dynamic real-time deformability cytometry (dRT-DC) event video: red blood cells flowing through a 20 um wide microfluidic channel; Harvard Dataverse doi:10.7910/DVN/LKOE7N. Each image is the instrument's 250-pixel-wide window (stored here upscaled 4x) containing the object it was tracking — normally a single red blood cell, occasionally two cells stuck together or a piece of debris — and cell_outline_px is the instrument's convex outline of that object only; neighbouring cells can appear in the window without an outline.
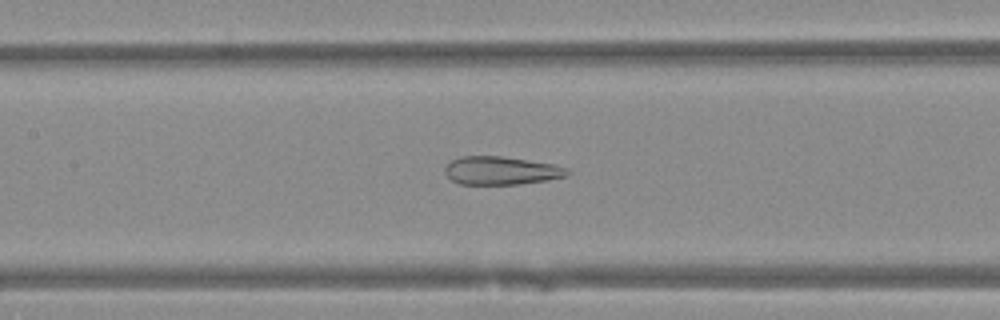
{"species": "Egyptian fruit bat (a non-hibernating species)", "species_latin": "Rousettus aegyptiacus", "temperature_condition": "warm", "stored_images_in_passage": 36, "camera_frame_rate_fps": 3000, "um_per_image_px": 0.085, "animal": {"sex": "female"}, "frame": {"image": 1, "passage_image": 9, "time_ms": 2.667, "image_size_px": [1000, 320], "cell_outline_px": [[568, 176], [548, 180], [520, 184], [460, 184], [452, 180], [444, 172], [444, 168], [452, 160], [460, 156], [500, 156], [552, 164], [568, 168]], "centroid_in_image_um": [42.59, 14.5], "position_along_channel_um": 164.8, "area_um2": 20.0}}
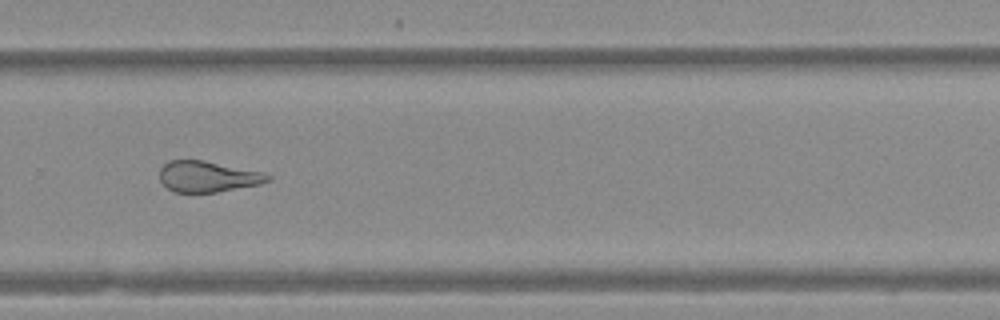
{"frame": {"image": 2, "passage_image": 20, "time_ms": 6.333, "image_size_px": [1000, 320], "cell_outline_px": [[272, 180], [260, 184], [216, 192], [172, 192], [160, 180], [160, 168], [168, 160], [204, 160], [260, 172], [272, 176]], "centroid_in_image_um": [17.64, 15.01], "position_along_channel_um": 312.2, "area_um2": 19.36}}
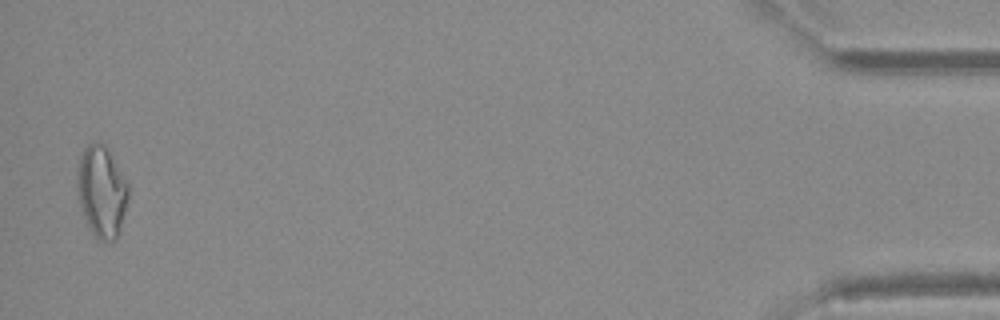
{"frame": {"image": 3, "passage_image": 35, "time_ms": 11.333, "image_size_px": [1000, 320], "cell_outline_px": [[128, 200], [120, 228], [116, 240], [100, 240], [92, 232], [84, 216], [80, 204], [76, 184], [76, 176], [80, 156], [84, 148], [88, 144], [108, 144], [128, 184]], "centroid_in_image_um": [8.65, 16.23], "position_along_channel_um": 426.6, "area_um2": 27.22}}